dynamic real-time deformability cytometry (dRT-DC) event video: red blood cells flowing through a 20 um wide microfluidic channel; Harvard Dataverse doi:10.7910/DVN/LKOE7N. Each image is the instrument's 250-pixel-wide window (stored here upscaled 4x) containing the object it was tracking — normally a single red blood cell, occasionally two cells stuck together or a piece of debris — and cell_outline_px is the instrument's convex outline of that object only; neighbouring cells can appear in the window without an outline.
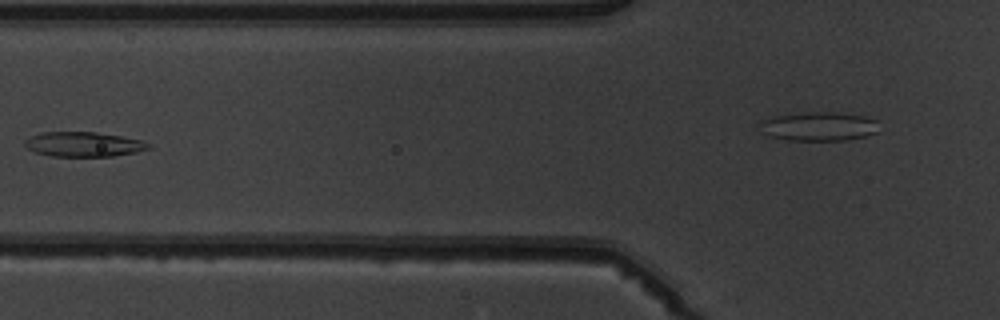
{"species": "common noctule bat (a hibernating species)", "species_latin": "Nyctalus noctula", "temperature_condition": "warm", "stored_images_in_passage": 7, "camera_frame_rate_fps": 3000, "um_per_image_px": 0.085, "animal": {"sex": "male", "body_mass_g": 19.5, "forearm_length_mm": 54.6}, "frame": {"image": 1, "passage_image": 6, "time_ms": 6.667, "image_size_px": [1000, 320], "cell_outline_px": [[152, 148], [136, 152], [112, 156], [52, 156], [36, 152], [28, 148], [24, 144], [24, 140], [40, 132], [96, 132], [144, 140]], "centroid_in_image_um": [7.12, 12.26], "position_along_channel_um": 118.7, "area_um2": 17.74}}